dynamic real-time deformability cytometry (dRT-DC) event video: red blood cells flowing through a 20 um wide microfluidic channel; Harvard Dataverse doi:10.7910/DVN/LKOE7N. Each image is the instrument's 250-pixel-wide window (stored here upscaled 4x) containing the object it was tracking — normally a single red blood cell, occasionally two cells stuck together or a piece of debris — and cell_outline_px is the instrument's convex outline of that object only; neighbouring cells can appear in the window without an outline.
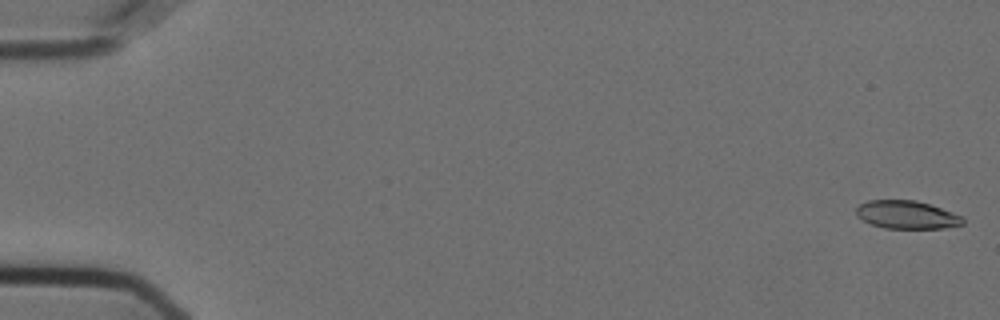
{"species": "Egyptian fruit bat (a non-hibernating species)", "species_latin": "Rousettus aegyptiacus", "temperature_condition": "cold", "stored_images_in_passage": 11, "camera_frame_rate_fps": 3000, "um_per_image_px": 0.085, "animal": {"sex": "female"}, "frame": {"image": 1, "passage_image": 1, "time_ms": 0.0, "image_size_px": [1000, 320], "cell_outline_px": [[964, 224], [944, 228], [884, 228], [872, 224], [856, 216], [856, 208], [860, 204], [868, 200], [916, 200], [952, 212], [960, 216], [964, 220]], "centroid_in_image_um": [77.05, 18.25], "position_along_channel_um": 7.9, "area_um2": 17.28}}